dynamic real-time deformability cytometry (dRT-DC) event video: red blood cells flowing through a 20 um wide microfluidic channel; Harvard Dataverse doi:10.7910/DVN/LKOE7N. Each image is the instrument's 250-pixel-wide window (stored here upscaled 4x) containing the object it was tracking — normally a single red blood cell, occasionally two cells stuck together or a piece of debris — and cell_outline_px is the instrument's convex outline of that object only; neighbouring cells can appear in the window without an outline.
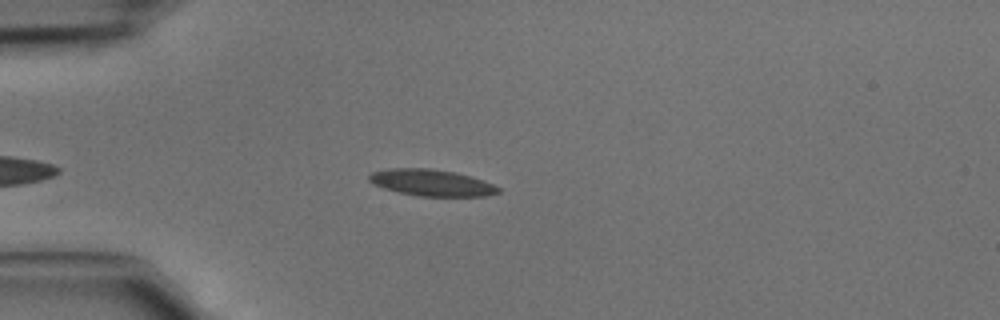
{"species": "common noctule bat (a hibernating species)", "species_latin": "Nyctalus noctula", "temperature_condition": "cold", "stored_images_in_passage": 36, "camera_frame_rate_fps": 3000, "um_per_image_px": 0.085, "animal": {"sex": "male", "body_mass_g": 15.6}, "frame": {"image": 1, "passage_image": 5, "time_ms": 1.333, "image_size_px": [1000, 320], "cell_outline_px": [[500, 192], [484, 196], [420, 196], [396, 192], [384, 188], [368, 180], [368, 176], [372, 172], [388, 168], [432, 168], [456, 172], [472, 176], [484, 180], [500, 188]], "centroid_in_image_um": [36.69, 15.52], "position_along_channel_um": 48.3, "area_um2": 20.06}}
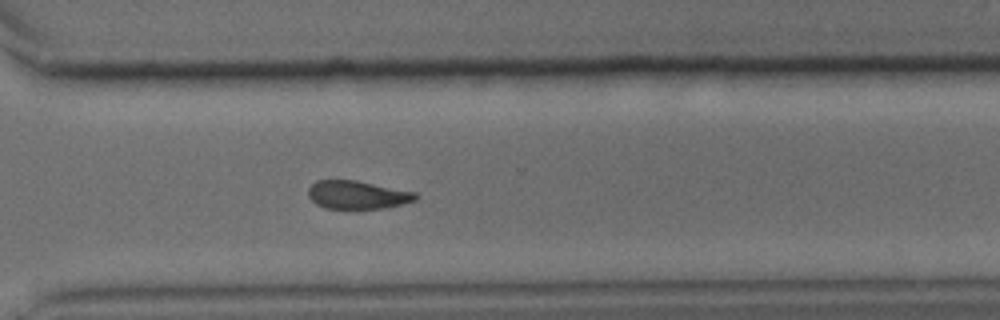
{"frame": {"image": 2, "passage_image": 26, "time_ms": 8.333, "image_size_px": [1000, 320], "cell_outline_px": [[420, 196], [416, 200], [384, 208], [324, 208], [316, 204], [308, 196], [308, 188], [316, 180], [356, 180], [416, 192]], "centroid_in_image_um": [30.38, 16.55], "position_along_channel_um": 340.2, "area_um2": 17.63}}
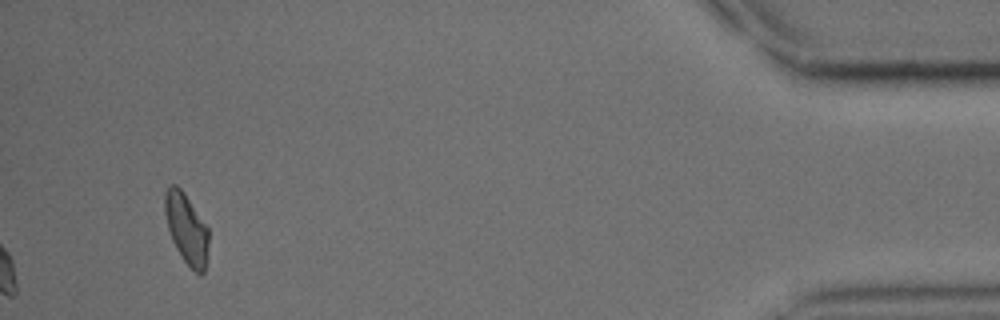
{"frame": {"image": 3, "passage_image": 36, "time_ms": 11.667, "image_size_px": [1000, 320], "cell_outline_px": [[208, 244], [204, 272], [200, 276], [184, 260], [176, 248], [172, 240], [168, 228], [164, 212], [164, 192], [168, 184], [176, 184], [184, 192], [208, 228]], "centroid_in_image_um": [15.82, 19.38], "position_along_channel_um": 419.4, "area_um2": 17.86}}